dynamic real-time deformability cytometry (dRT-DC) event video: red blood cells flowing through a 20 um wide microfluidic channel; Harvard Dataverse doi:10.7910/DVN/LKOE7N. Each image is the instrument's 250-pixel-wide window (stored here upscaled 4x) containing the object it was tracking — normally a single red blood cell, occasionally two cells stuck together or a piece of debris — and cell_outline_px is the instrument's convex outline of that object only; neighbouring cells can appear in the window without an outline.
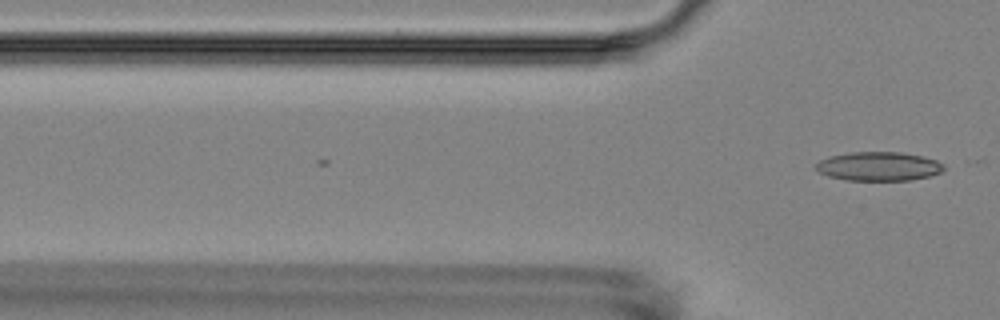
{"species": "Egyptian fruit bat (a non-hibernating species)", "species_latin": "Rousettus aegyptiacus", "temperature_condition": "room temperature", "stored_images_in_passage": 5, "camera_frame_rate_fps": 3000, "um_per_image_px": 0.085, "animal": {"sex": "female"}, "frame": {"image": 1, "passage_image": 5, "time_ms": 4.333, "image_size_px": [1000, 320], "cell_outline_px": [[944, 168], [940, 172], [932, 176], [912, 180], [844, 180], [828, 176], [820, 172], [816, 168], [816, 164], [820, 160], [828, 156], [852, 152], [900, 152], [924, 156], [936, 160], [944, 164]], "centroid_in_image_um": [74.71, 14.14], "position_along_channel_um": 51.1, "area_um2": 21.68}}